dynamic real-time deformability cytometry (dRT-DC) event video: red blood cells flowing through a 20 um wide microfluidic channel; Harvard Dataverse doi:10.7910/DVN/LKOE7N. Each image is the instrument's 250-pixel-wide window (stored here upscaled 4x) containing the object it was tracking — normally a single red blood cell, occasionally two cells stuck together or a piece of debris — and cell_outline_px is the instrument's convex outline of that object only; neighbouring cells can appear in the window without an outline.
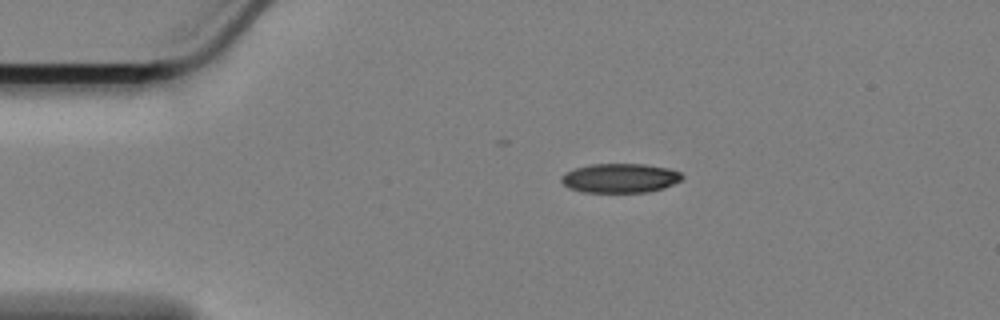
{"species": "Egyptian fruit bat (a non-hibernating species)", "species_latin": "Rousettus aegyptiacus", "temperature_condition": "cold", "stored_images_in_passage": 42, "camera_frame_rate_fps": 3000, "um_per_image_px": 0.085, "animal": {"sex": "female"}, "frame": {"image": 1, "passage_image": 1, "time_ms": 0.0, "image_size_px": [1000, 320], "cell_outline_px": [[684, 176], [680, 180], [664, 188], [648, 192], [584, 192], [568, 188], [560, 180], [568, 172], [576, 168], [592, 164], [644, 164], [668, 168], [680, 172]], "centroid_in_image_um": [52.73, 15.14], "position_along_channel_um": 32.3, "area_um2": 20.4}}
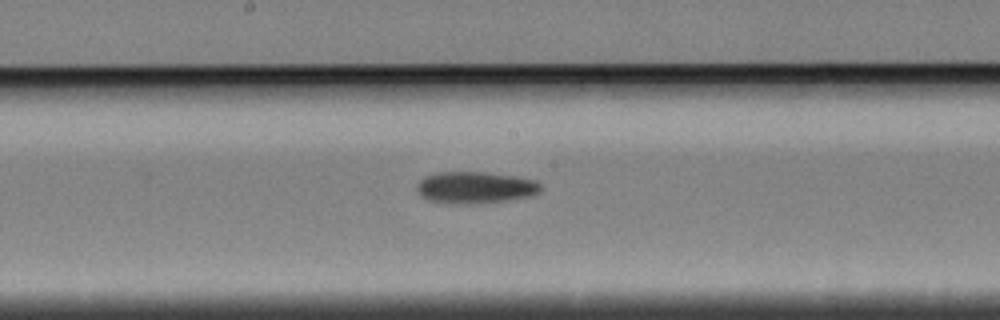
{"frame": {"image": 2, "passage_image": 20, "time_ms": 6.333, "image_size_px": [1000, 320], "cell_outline_px": [[540, 192], [532, 196], [508, 200], [472, 204], [452, 204], [428, 200], [420, 196], [416, 192], [416, 184], [424, 176], [436, 172], [480, 172], [512, 176], [536, 180], [540, 184]], "centroid_in_image_um": [40.34, 15.95], "position_along_channel_um": 207.9, "area_um2": 23.12}}
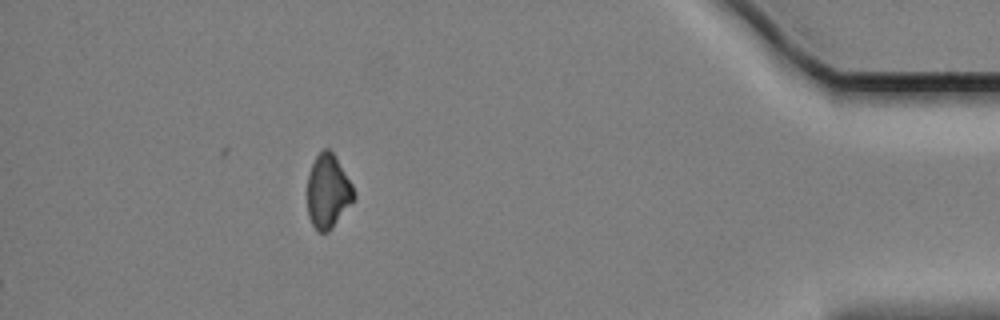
{"frame": {"image": 3, "passage_image": 42, "time_ms": 13.667, "image_size_px": [1000, 320], "cell_outline_px": [[356, 196], [332, 228], [328, 232], [316, 232], [312, 224], [308, 212], [308, 176], [312, 164], [316, 156], [324, 148], [328, 148], [332, 152], [352, 184], [356, 192]], "centroid_in_image_um": [27.88, 16.28], "position_along_channel_um": 407.3, "area_um2": 19.77}}